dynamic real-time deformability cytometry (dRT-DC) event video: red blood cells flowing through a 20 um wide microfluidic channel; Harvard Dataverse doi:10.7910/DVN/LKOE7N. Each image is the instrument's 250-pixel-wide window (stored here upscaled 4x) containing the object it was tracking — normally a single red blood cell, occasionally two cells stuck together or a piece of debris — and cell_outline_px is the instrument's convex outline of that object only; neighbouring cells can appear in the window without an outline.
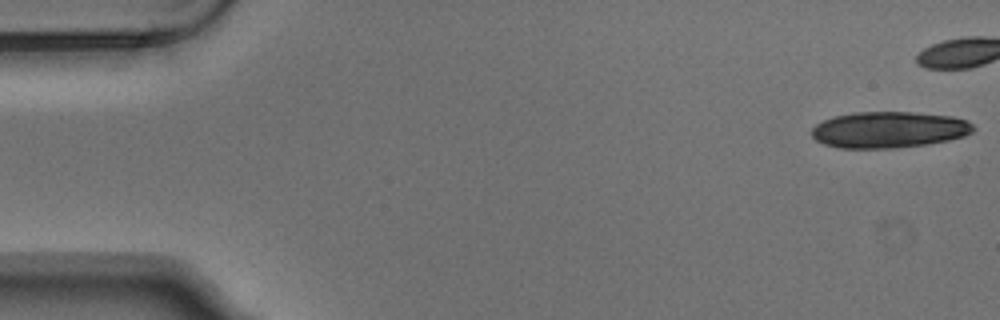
{"species": "Egyptian fruit bat (a non-hibernating species)", "species_latin": "Rousettus aegyptiacus", "temperature_condition": "warm", "stored_images_in_passage": 7, "camera_frame_rate_fps": 3000, "um_per_image_px": 0.085, "animal": {"sex": "male"}, "frame": {"image": 1, "passage_image": 1, "time_ms": 0.0, "image_size_px": [1000, 320], "cell_outline_px": [[976, 128], [972, 132], [964, 136], [948, 140], [928, 144], [896, 148], [840, 148], [824, 144], [816, 140], [812, 136], [812, 128], [816, 124], [832, 116], [852, 112], [912, 112], [952, 116], [968, 120]], "centroid_in_image_um": [75.56, 11.02], "position_along_channel_um": 9.4, "area_um2": 34.39}}
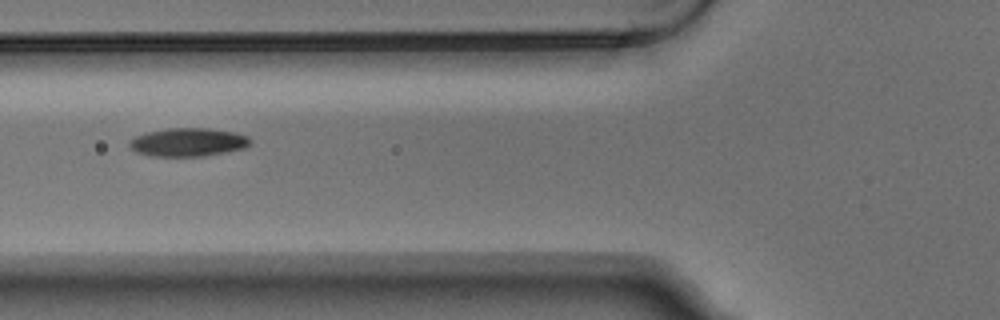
{"frame": {"image": 2, "passage_image": 7, "time_ms": 2.0, "image_size_px": [1000, 320], "cell_outline_px": [[252, 144], [244, 148], [204, 156], [152, 156], [136, 152], [128, 144], [128, 140], [136, 136], [148, 132], [168, 128], [208, 128], [236, 132], [248, 136], [252, 140]], "centroid_in_image_um": [16.01, 12.08], "position_along_channel_um": 109.8, "area_um2": 20.06}}